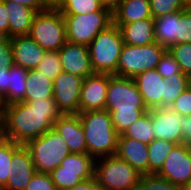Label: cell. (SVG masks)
<instances>
[{"label":"cell","mask_w":191,"mask_h":190,"mask_svg":"<svg viewBox=\"0 0 191 190\" xmlns=\"http://www.w3.org/2000/svg\"><path fill=\"white\" fill-rule=\"evenodd\" d=\"M106 110L119 135L148 111L133 78L116 75L109 80Z\"/></svg>","instance_id":"obj_2"},{"label":"cell","mask_w":191,"mask_h":190,"mask_svg":"<svg viewBox=\"0 0 191 190\" xmlns=\"http://www.w3.org/2000/svg\"><path fill=\"white\" fill-rule=\"evenodd\" d=\"M9 39L10 37L8 36V34L0 31V44H5Z\"/></svg>","instance_id":"obj_49"},{"label":"cell","mask_w":191,"mask_h":190,"mask_svg":"<svg viewBox=\"0 0 191 190\" xmlns=\"http://www.w3.org/2000/svg\"><path fill=\"white\" fill-rule=\"evenodd\" d=\"M188 147H189V150H190V153H191V144H190V145H188Z\"/></svg>","instance_id":"obj_54"},{"label":"cell","mask_w":191,"mask_h":190,"mask_svg":"<svg viewBox=\"0 0 191 190\" xmlns=\"http://www.w3.org/2000/svg\"><path fill=\"white\" fill-rule=\"evenodd\" d=\"M153 131L151 110H148L142 117L130 125L122 135L148 145L155 139Z\"/></svg>","instance_id":"obj_27"},{"label":"cell","mask_w":191,"mask_h":190,"mask_svg":"<svg viewBox=\"0 0 191 190\" xmlns=\"http://www.w3.org/2000/svg\"><path fill=\"white\" fill-rule=\"evenodd\" d=\"M13 65V52L9 39L5 44H0V71H3V67L10 68Z\"/></svg>","instance_id":"obj_41"},{"label":"cell","mask_w":191,"mask_h":190,"mask_svg":"<svg viewBox=\"0 0 191 190\" xmlns=\"http://www.w3.org/2000/svg\"><path fill=\"white\" fill-rule=\"evenodd\" d=\"M3 138L2 125L0 123V140Z\"/></svg>","instance_id":"obj_53"},{"label":"cell","mask_w":191,"mask_h":190,"mask_svg":"<svg viewBox=\"0 0 191 190\" xmlns=\"http://www.w3.org/2000/svg\"><path fill=\"white\" fill-rule=\"evenodd\" d=\"M135 190H182L157 174H143Z\"/></svg>","instance_id":"obj_34"},{"label":"cell","mask_w":191,"mask_h":190,"mask_svg":"<svg viewBox=\"0 0 191 190\" xmlns=\"http://www.w3.org/2000/svg\"><path fill=\"white\" fill-rule=\"evenodd\" d=\"M170 108L181 116L191 115V86L177 97Z\"/></svg>","instance_id":"obj_40"},{"label":"cell","mask_w":191,"mask_h":190,"mask_svg":"<svg viewBox=\"0 0 191 190\" xmlns=\"http://www.w3.org/2000/svg\"><path fill=\"white\" fill-rule=\"evenodd\" d=\"M123 46L120 29L114 23L100 31L88 45L94 73L116 75Z\"/></svg>","instance_id":"obj_4"},{"label":"cell","mask_w":191,"mask_h":190,"mask_svg":"<svg viewBox=\"0 0 191 190\" xmlns=\"http://www.w3.org/2000/svg\"><path fill=\"white\" fill-rule=\"evenodd\" d=\"M24 190H57L49 173L36 172Z\"/></svg>","instance_id":"obj_39"},{"label":"cell","mask_w":191,"mask_h":190,"mask_svg":"<svg viewBox=\"0 0 191 190\" xmlns=\"http://www.w3.org/2000/svg\"><path fill=\"white\" fill-rule=\"evenodd\" d=\"M10 41L14 65L27 70L36 69L47 52L29 35L14 36Z\"/></svg>","instance_id":"obj_18"},{"label":"cell","mask_w":191,"mask_h":190,"mask_svg":"<svg viewBox=\"0 0 191 190\" xmlns=\"http://www.w3.org/2000/svg\"><path fill=\"white\" fill-rule=\"evenodd\" d=\"M64 0H44V3L51 8H58Z\"/></svg>","instance_id":"obj_48"},{"label":"cell","mask_w":191,"mask_h":190,"mask_svg":"<svg viewBox=\"0 0 191 190\" xmlns=\"http://www.w3.org/2000/svg\"><path fill=\"white\" fill-rule=\"evenodd\" d=\"M35 173L31 153L22 144L13 153L7 183L0 190H24Z\"/></svg>","instance_id":"obj_15"},{"label":"cell","mask_w":191,"mask_h":190,"mask_svg":"<svg viewBox=\"0 0 191 190\" xmlns=\"http://www.w3.org/2000/svg\"><path fill=\"white\" fill-rule=\"evenodd\" d=\"M60 171L70 172H94L95 159L89 155L70 153L60 164Z\"/></svg>","instance_id":"obj_30"},{"label":"cell","mask_w":191,"mask_h":190,"mask_svg":"<svg viewBox=\"0 0 191 190\" xmlns=\"http://www.w3.org/2000/svg\"><path fill=\"white\" fill-rule=\"evenodd\" d=\"M2 2H14L19 3L21 5L27 6L36 12H40L49 8L45 3L44 0H0Z\"/></svg>","instance_id":"obj_42"},{"label":"cell","mask_w":191,"mask_h":190,"mask_svg":"<svg viewBox=\"0 0 191 190\" xmlns=\"http://www.w3.org/2000/svg\"><path fill=\"white\" fill-rule=\"evenodd\" d=\"M62 70L83 79L94 74L88 46L66 42L59 50Z\"/></svg>","instance_id":"obj_16"},{"label":"cell","mask_w":191,"mask_h":190,"mask_svg":"<svg viewBox=\"0 0 191 190\" xmlns=\"http://www.w3.org/2000/svg\"><path fill=\"white\" fill-rule=\"evenodd\" d=\"M0 31L8 34L9 36V18L6 5L0 1Z\"/></svg>","instance_id":"obj_45"},{"label":"cell","mask_w":191,"mask_h":190,"mask_svg":"<svg viewBox=\"0 0 191 190\" xmlns=\"http://www.w3.org/2000/svg\"><path fill=\"white\" fill-rule=\"evenodd\" d=\"M149 2L153 19L187 8L181 0H149Z\"/></svg>","instance_id":"obj_35"},{"label":"cell","mask_w":191,"mask_h":190,"mask_svg":"<svg viewBox=\"0 0 191 190\" xmlns=\"http://www.w3.org/2000/svg\"><path fill=\"white\" fill-rule=\"evenodd\" d=\"M82 81V77L64 71L54 79L53 98L61 114L80 113Z\"/></svg>","instance_id":"obj_10"},{"label":"cell","mask_w":191,"mask_h":190,"mask_svg":"<svg viewBox=\"0 0 191 190\" xmlns=\"http://www.w3.org/2000/svg\"><path fill=\"white\" fill-rule=\"evenodd\" d=\"M60 115L54 98L6 105L0 122L3 138L25 145L53 129Z\"/></svg>","instance_id":"obj_1"},{"label":"cell","mask_w":191,"mask_h":190,"mask_svg":"<svg viewBox=\"0 0 191 190\" xmlns=\"http://www.w3.org/2000/svg\"><path fill=\"white\" fill-rule=\"evenodd\" d=\"M9 69V67H3V71H0V97L2 98L5 106L7 105Z\"/></svg>","instance_id":"obj_43"},{"label":"cell","mask_w":191,"mask_h":190,"mask_svg":"<svg viewBox=\"0 0 191 190\" xmlns=\"http://www.w3.org/2000/svg\"><path fill=\"white\" fill-rule=\"evenodd\" d=\"M167 85V107L173 104L177 97L191 86V77L184 74H175L165 79Z\"/></svg>","instance_id":"obj_32"},{"label":"cell","mask_w":191,"mask_h":190,"mask_svg":"<svg viewBox=\"0 0 191 190\" xmlns=\"http://www.w3.org/2000/svg\"><path fill=\"white\" fill-rule=\"evenodd\" d=\"M166 50L157 42L143 46L124 44L119 57L116 76L134 78L139 73L156 69Z\"/></svg>","instance_id":"obj_8"},{"label":"cell","mask_w":191,"mask_h":190,"mask_svg":"<svg viewBox=\"0 0 191 190\" xmlns=\"http://www.w3.org/2000/svg\"><path fill=\"white\" fill-rule=\"evenodd\" d=\"M156 70L164 79H167L172 75L182 73L179 63L168 49L162 55L160 62L157 64Z\"/></svg>","instance_id":"obj_38"},{"label":"cell","mask_w":191,"mask_h":190,"mask_svg":"<svg viewBox=\"0 0 191 190\" xmlns=\"http://www.w3.org/2000/svg\"><path fill=\"white\" fill-rule=\"evenodd\" d=\"M68 42L88 46L91 41L113 23L112 11H95L88 14H62Z\"/></svg>","instance_id":"obj_9"},{"label":"cell","mask_w":191,"mask_h":190,"mask_svg":"<svg viewBox=\"0 0 191 190\" xmlns=\"http://www.w3.org/2000/svg\"><path fill=\"white\" fill-rule=\"evenodd\" d=\"M26 92L23 102L53 98L54 82L36 69H29L26 78Z\"/></svg>","instance_id":"obj_23"},{"label":"cell","mask_w":191,"mask_h":190,"mask_svg":"<svg viewBox=\"0 0 191 190\" xmlns=\"http://www.w3.org/2000/svg\"><path fill=\"white\" fill-rule=\"evenodd\" d=\"M176 143L154 139L148 144V174H157Z\"/></svg>","instance_id":"obj_26"},{"label":"cell","mask_w":191,"mask_h":190,"mask_svg":"<svg viewBox=\"0 0 191 190\" xmlns=\"http://www.w3.org/2000/svg\"><path fill=\"white\" fill-rule=\"evenodd\" d=\"M51 180L56 186L57 190H66L82 181L91 179L94 177V172H70L60 171V165L54 169L51 173Z\"/></svg>","instance_id":"obj_28"},{"label":"cell","mask_w":191,"mask_h":190,"mask_svg":"<svg viewBox=\"0 0 191 190\" xmlns=\"http://www.w3.org/2000/svg\"><path fill=\"white\" fill-rule=\"evenodd\" d=\"M27 74L28 70L26 68L16 65L10 67L7 90V105L24 101L27 85Z\"/></svg>","instance_id":"obj_25"},{"label":"cell","mask_w":191,"mask_h":190,"mask_svg":"<svg viewBox=\"0 0 191 190\" xmlns=\"http://www.w3.org/2000/svg\"><path fill=\"white\" fill-rule=\"evenodd\" d=\"M122 0H100L104 7L113 11Z\"/></svg>","instance_id":"obj_47"},{"label":"cell","mask_w":191,"mask_h":190,"mask_svg":"<svg viewBox=\"0 0 191 190\" xmlns=\"http://www.w3.org/2000/svg\"><path fill=\"white\" fill-rule=\"evenodd\" d=\"M53 129L63 137L70 153H88L79 114H61L54 122Z\"/></svg>","instance_id":"obj_17"},{"label":"cell","mask_w":191,"mask_h":190,"mask_svg":"<svg viewBox=\"0 0 191 190\" xmlns=\"http://www.w3.org/2000/svg\"><path fill=\"white\" fill-rule=\"evenodd\" d=\"M180 11L154 19L155 40L166 49L177 44L178 17Z\"/></svg>","instance_id":"obj_24"},{"label":"cell","mask_w":191,"mask_h":190,"mask_svg":"<svg viewBox=\"0 0 191 190\" xmlns=\"http://www.w3.org/2000/svg\"><path fill=\"white\" fill-rule=\"evenodd\" d=\"M183 132V143L191 144V115H188L184 119V123L181 126Z\"/></svg>","instance_id":"obj_46"},{"label":"cell","mask_w":191,"mask_h":190,"mask_svg":"<svg viewBox=\"0 0 191 190\" xmlns=\"http://www.w3.org/2000/svg\"><path fill=\"white\" fill-rule=\"evenodd\" d=\"M29 36L46 51H58L66 42V26L58 8L37 12Z\"/></svg>","instance_id":"obj_7"},{"label":"cell","mask_w":191,"mask_h":190,"mask_svg":"<svg viewBox=\"0 0 191 190\" xmlns=\"http://www.w3.org/2000/svg\"><path fill=\"white\" fill-rule=\"evenodd\" d=\"M29 149L36 172L51 173L70 154L67 143L54 129L29 140Z\"/></svg>","instance_id":"obj_6"},{"label":"cell","mask_w":191,"mask_h":190,"mask_svg":"<svg viewBox=\"0 0 191 190\" xmlns=\"http://www.w3.org/2000/svg\"><path fill=\"white\" fill-rule=\"evenodd\" d=\"M157 175L183 187L191 179V153L188 145L176 144Z\"/></svg>","instance_id":"obj_11"},{"label":"cell","mask_w":191,"mask_h":190,"mask_svg":"<svg viewBox=\"0 0 191 190\" xmlns=\"http://www.w3.org/2000/svg\"><path fill=\"white\" fill-rule=\"evenodd\" d=\"M66 190H103V188L99 185L95 177H92L91 179L82 181L76 186H73Z\"/></svg>","instance_id":"obj_44"},{"label":"cell","mask_w":191,"mask_h":190,"mask_svg":"<svg viewBox=\"0 0 191 190\" xmlns=\"http://www.w3.org/2000/svg\"><path fill=\"white\" fill-rule=\"evenodd\" d=\"M142 176L116 155L95 160L94 177L103 190H135Z\"/></svg>","instance_id":"obj_5"},{"label":"cell","mask_w":191,"mask_h":190,"mask_svg":"<svg viewBox=\"0 0 191 190\" xmlns=\"http://www.w3.org/2000/svg\"><path fill=\"white\" fill-rule=\"evenodd\" d=\"M61 14H88L95 11H111L100 0H64L58 7Z\"/></svg>","instance_id":"obj_29"},{"label":"cell","mask_w":191,"mask_h":190,"mask_svg":"<svg viewBox=\"0 0 191 190\" xmlns=\"http://www.w3.org/2000/svg\"><path fill=\"white\" fill-rule=\"evenodd\" d=\"M186 7H191V0H181Z\"/></svg>","instance_id":"obj_52"},{"label":"cell","mask_w":191,"mask_h":190,"mask_svg":"<svg viewBox=\"0 0 191 190\" xmlns=\"http://www.w3.org/2000/svg\"><path fill=\"white\" fill-rule=\"evenodd\" d=\"M79 116L88 154L95 160L115 155L119 134L113 126L110 113L105 109L82 112Z\"/></svg>","instance_id":"obj_3"},{"label":"cell","mask_w":191,"mask_h":190,"mask_svg":"<svg viewBox=\"0 0 191 190\" xmlns=\"http://www.w3.org/2000/svg\"><path fill=\"white\" fill-rule=\"evenodd\" d=\"M152 126L155 139H163L176 144L183 143L182 124L184 116L168 107L151 109Z\"/></svg>","instance_id":"obj_14"},{"label":"cell","mask_w":191,"mask_h":190,"mask_svg":"<svg viewBox=\"0 0 191 190\" xmlns=\"http://www.w3.org/2000/svg\"><path fill=\"white\" fill-rule=\"evenodd\" d=\"M21 145L6 138L0 140V189L7 183L13 153Z\"/></svg>","instance_id":"obj_31"},{"label":"cell","mask_w":191,"mask_h":190,"mask_svg":"<svg viewBox=\"0 0 191 190\" xmlns=\"http://www.w3.org/2000/svg\"><path fill=\"white\" fill-rule=\"evenodd\" d=\"M111 74L94 73L83 79L80 93V113L106 109V97Z\"/></svg>","instance_id":"obj_13"},{"label":"cell","mask_w":191,"mask_h":190,"mask_svg":"<svg viewBox=\"0 0 191 190\" xmlns=\"http://www.w3.org/2000/svg\"><path fill=\"white\" fill-rule=\"evenodd\" d=\"M36 70L54 81L63 71L58 51H47Z\"/></svg>","instance_id":"obj_33"},{"label":"cell","mask_w":191,"mask_h":190,"mask_svg":"<svg viewBox=\"0 0 191 190\" xmlns=\"http://www.w3.org/2000/svg\"><path fill=\"white\" fill-rule=\"evenodd\" d=\"M180 43L191 44V7L180 11L178 17L177 44Z\"/></svg>","instance_id":"obj_37"},{"label":"cell","mask_w":191,"mask_h":190,"mask_svg":"<svg viewBox=\"0 0 191 190\" xmlns=\"http://www.w3.org/2000/svg\"><path fill=\"white\" fill-rule=\"evenodd\" d=\"M168 51L179 63L182 73L191 77V44H175L172 45Z\"/></svg>","instance_id":"obj_36"},{"label":"cell","mask_w":191,"mask_h":190,"mask_svg":"<svg viewBox=\"0 0 191 190\" xmlns=\"http://www.w3.org/2000/svg\"><path fill=\"white\" fill-rule=\"evenodd\" d=\"M133 80L148 110L167 107V85L156 69L139 73Z\"/></svg>","instance_id":"obj_12"},{"label":"cell","mask_w":191,"mask_h":190,"mask_svg":"<svg viewBox=\"0 0 191 190\" xmlns=\"http://www.w3.org/2000/svg\"><path fill=\"white\" fill-rule=\"evenodd\" d=\"M4 108H5L4 102L0 97V122L2 121L3 118Z\"/></svg>","instance_id":"obj_50"},{"label":"cell","mask_w":191,"mask_h":190,"mask_svg":"<svg viewBox=\"0 0 191 190\" xmlns=\"http://www.w3.org/2000/svg\"><path fill=\"white\" fill-rule=\"evenodd\" d=\"M9 18V37L29 35L36 11L19 3L4 2Z\"/></svg>","instance_id":"obj_22"},{"label":"cell","mask_w":191,"mask_h":190,"mask_svg":"<svg viewBox=\"0 0 191 190\" xmlns=\"http://www.w3.org/2000/svg\"><path fill=\"white\" fill-rule=\"evenodd\" d=\"M114 24L132 23L152 18L149 0H122L112 11Z\"/></svg>","instance_id":"obj_21"},{"label":"cell","mask_w":191,"mask_h":190,"mask_svg":"<svg viewBox=\"0 0 191 190\" xmlns=\"http://www.w3.org/2000/svg\"><path fill=\"white\" fill-rule=\"evenodd\" d=\"M115 25L120 29L124 44L143 46L156 42L153 18Z\"/></svg>","instance_id":"obj_20"},{"label":"cell","mask_w":191,"mask_h":190,"mask_svg":"<svg viewBox=\"0 0 191 190\" xmlns=\"http://www.w3.org/2000/svg\"><path fill=\"white\" fill-rule=\"evenodd\" d=\"M115 155L126 161L142 175L148 174L147 144L125 137L121 134L118 137L117 151Z\"/></svg>","instance_id":"obj_19"},{"label":"cell","mask_w":191,"mask_h":190,"mask_svg":"<svg viewBox=\"0 0 191 190\" xmlns=\"http://www.w3.org/2000/svg\"><path fill=\"white\" fill-rule=\"evenodd\" d=\"M182 190H191V179L182 187Z\"/></svg>","instance_id":"obj_51"}]
</instances>
